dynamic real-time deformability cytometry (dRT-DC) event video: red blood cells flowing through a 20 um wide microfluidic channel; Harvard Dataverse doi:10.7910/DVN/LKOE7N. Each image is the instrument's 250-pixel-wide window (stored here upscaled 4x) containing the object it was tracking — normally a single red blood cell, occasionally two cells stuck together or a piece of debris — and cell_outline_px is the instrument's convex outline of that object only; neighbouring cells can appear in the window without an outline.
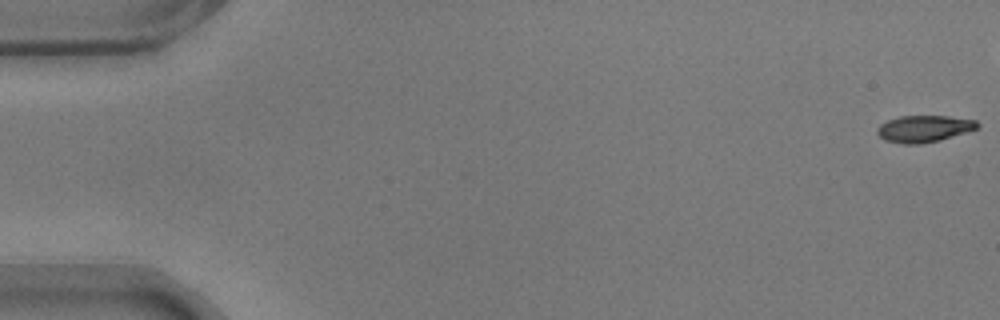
{"species": "common noctule bat (a hibernating species)", "species_latin": "Nyctalus noctula", "temperature_condition": "warm", "stored_images_in_passage": 13, "camera_frame_rate_fps": 3000, "um_per_image_px": 0.085, "animal": {"sex": "male", "body_mass_g": 17.9}, "frame": {"image": 1, "passage_image": 1, "time_ms": 0.0, "image_size_px": [1000, 320], "cell_outline_px": [[980, 124], [976, 128], [940, 140], [920, 144], [904, 144], [884, 140], [876, 132], [876, 128], [880, 124], [888, 120], [900, 116], [948, 116], [976, 120]], "centroid_in_image_um": [78.5, 10.94], "position_along_channel_um": 6.5, "area_um2": 15.49}}